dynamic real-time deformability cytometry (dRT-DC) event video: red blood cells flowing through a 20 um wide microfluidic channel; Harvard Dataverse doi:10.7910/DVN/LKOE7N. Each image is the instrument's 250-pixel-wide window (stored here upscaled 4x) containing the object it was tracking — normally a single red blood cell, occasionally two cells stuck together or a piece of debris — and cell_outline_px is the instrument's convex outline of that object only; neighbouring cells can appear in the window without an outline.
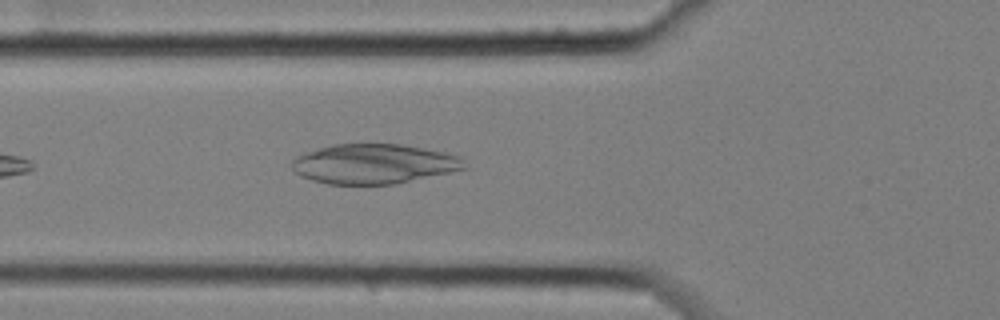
{"species": "common noctule bat (a hibernating species)", "species_latin": "Nyctalus noctula", "temperature_condition": "cold", "stored_images_in_passage": 5, "camera_frame_rate_fps": 3000, "um_per_image_px": 0.085, "animal": {"sex": "female", "body_mass_g": 25.1}, "frame": {"image": 1, "passage_image": 5, "time_ms": 1.333, "image_size_px": [1000, 320], "cell_outline_px": [[468, 168], [396, 184], [328, 184], [312, 180], [300, 176], [292, 168], [292, 160], [296, 156], [304, 152], [332, 144], [400, 144], [444, 152], [460, 156], [464, 160]], "centroid_in_image_um": [31.77, 13.93], "position_along_channel_um": 94.0, "area_um2": 40.06}}